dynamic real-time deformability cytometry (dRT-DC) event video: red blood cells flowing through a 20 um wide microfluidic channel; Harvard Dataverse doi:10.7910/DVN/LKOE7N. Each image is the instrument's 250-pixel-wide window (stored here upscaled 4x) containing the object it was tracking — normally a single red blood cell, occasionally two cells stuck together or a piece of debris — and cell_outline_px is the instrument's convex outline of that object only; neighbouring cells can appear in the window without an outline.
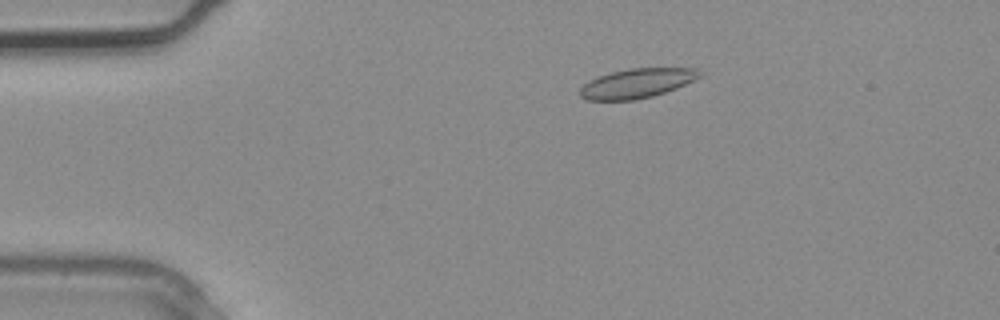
{"species": "common noctule bat (a hibernating species)", "species_latin": "Nyctalus noctula", "temperature_condition": "warm", "stored_images_in_passage": 2, "camera_frame_rate_fps": 3000, "um_per_image_px": 0.085, "animal": {"sex": "male", "body_mass_g": 20.4}, "frame": {"image": 1, "passage_image": 1, "time_ms": 0.0, "image_size_px": [1000, 320], "cell_outline_px": [[704, 76], [676, 88], [652, 96], [632, 100], [588, 100], [580, 96], [580, 88], [588, 80], [612, 72], [628, 68], [696, 68]], "centroid_in_image_um": [54.15, 7.07], "position_along_channel_um": 30.8, "area_um2": 20.46}}
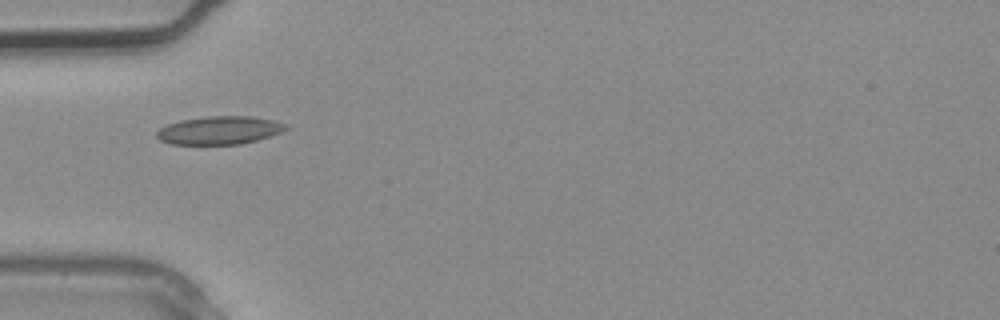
{"frame": {"image": 2, "passage_image": 2, "time_ms": 0.333, "image_size_px": [1000, 320], "cell_outline_px": [[288, 128], [280, 132], [256, 140], [240, 144], [172, 144], [160, 140], [156, 136], [156, 132], [160, 128], [168, 124], [180, 120], [208, 116], [252, 116], [272, 120], [288, 124]], "centroid_in_image_um": [18.64, 11.07], "position_along_channel_um": 66.4, "area_um2": 21.04}}